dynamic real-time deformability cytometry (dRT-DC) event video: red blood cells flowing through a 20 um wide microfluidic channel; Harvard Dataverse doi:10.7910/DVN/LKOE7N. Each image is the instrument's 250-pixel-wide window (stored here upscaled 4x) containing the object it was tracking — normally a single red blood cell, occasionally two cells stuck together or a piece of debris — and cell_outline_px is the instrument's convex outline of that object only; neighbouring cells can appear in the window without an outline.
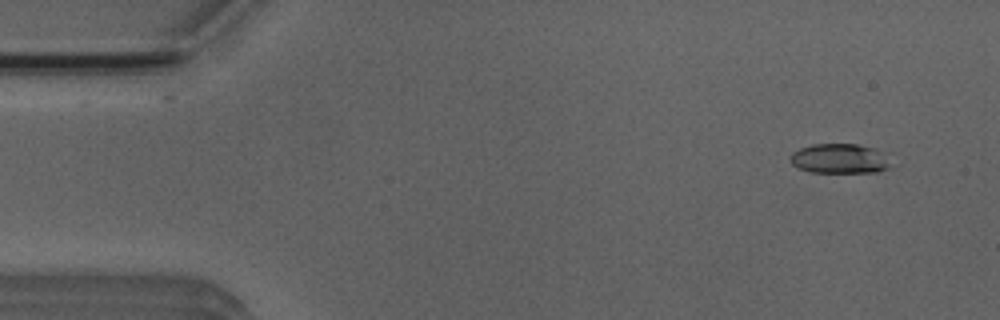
{"species": "Egyptian fruit bat (a non-hibernating species)", "species_latin": "Rousettus aegyptiacus", "temperature_condition": "room temperature", "stored_images_in_passage": 4, "camera_frame_rate_fps": 3000, "um_per_image_px": 0.085, "animal": {"sex": "male"}, "frame": {"image": 1, "passage_image": 1, "time_ms": 0.0, "image_size_px": [1000, 320], "cell_outline_px": [[892, 168], [876, 172], [812, 172], [796, 168], [792, 164], [788, 156], [792, 152], [800, 148], [812, 144], [856, 144], [876, 148], [888, 152]], "centroid_in_image_um": [71.43, 13.48], "position_along_channel_um": 13.6, "area_um2": 17.98}}